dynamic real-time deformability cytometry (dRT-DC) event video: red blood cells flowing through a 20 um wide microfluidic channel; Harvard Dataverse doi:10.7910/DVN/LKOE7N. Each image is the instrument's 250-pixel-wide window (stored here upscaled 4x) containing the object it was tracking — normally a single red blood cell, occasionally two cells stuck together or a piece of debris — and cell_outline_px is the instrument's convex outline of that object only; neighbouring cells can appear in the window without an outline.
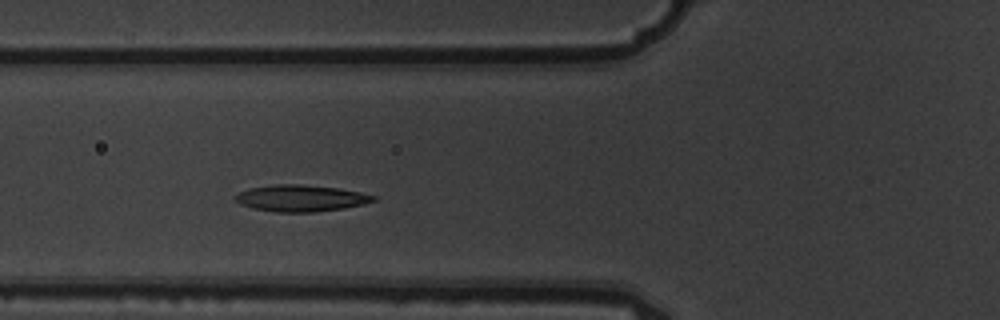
{"species": "common noctule bat (a hibernating species)", "species_latin": "Nyctalus noctula", "temperature_condition": "warm", "stored_images_in_passage": 4, "camera_frame_rate_fps": 3000, "um_per_image_px": 0.085, "animal": {"sex": "male", "body_mass_g": 19.5, "forearm_length_mm": 54.6}, "frame": {"image": 1, "passage_image": 4, "time_ms": 1.0, "image_size_px": [1000, 320], "cell_outline_px": [[376, 200], [364, 204], [344, 208], [316, 212], [276, 212], [252, 208], [240, 204], [232, 196], [240, 192], [252, 188], [276, 184], [300, 184], [336, 188], [360, 192], [376, 196]], "centroid_in_image_um": [25.57, 16.85], "position_along_channel_um": 100.2, "area_um2": 21.27}}